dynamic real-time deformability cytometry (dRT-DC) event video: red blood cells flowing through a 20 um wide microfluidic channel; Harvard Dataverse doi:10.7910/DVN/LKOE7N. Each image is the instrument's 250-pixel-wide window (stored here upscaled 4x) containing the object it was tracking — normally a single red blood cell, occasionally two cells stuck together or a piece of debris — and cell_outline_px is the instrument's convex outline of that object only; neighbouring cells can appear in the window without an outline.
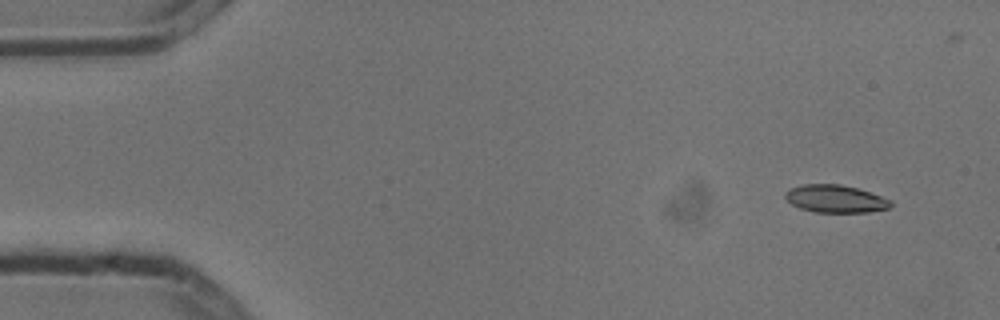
{"species": "common noctule bat (a hibernating species)", "species_latin": "Nyctalus noctula", "temperature_condition": "cold", "stored_images_in_passage": 6, "camera_frame_rate_fps": 3000, "um_per_image_px": 0.085, "animal": {"sex": "male", "body_mass_g": 13.3}, "frame": {"image": 1, "passage_image": 1, "time_ms": 0.0, "image_size_px": [1000, 320], "cell_outline_px": [[892, 204], [888, 208], [868, 212], [816, 212], [800, 208], [792, 204], [784, 196], [784, 192], [788, 188], [804, 184], [840, 184], [856, 188], [892, 200]], "centroid_in_image_um": [70.97, 16.89], "position_along_channel_um": 14.0, "area_um2": 16.88}}
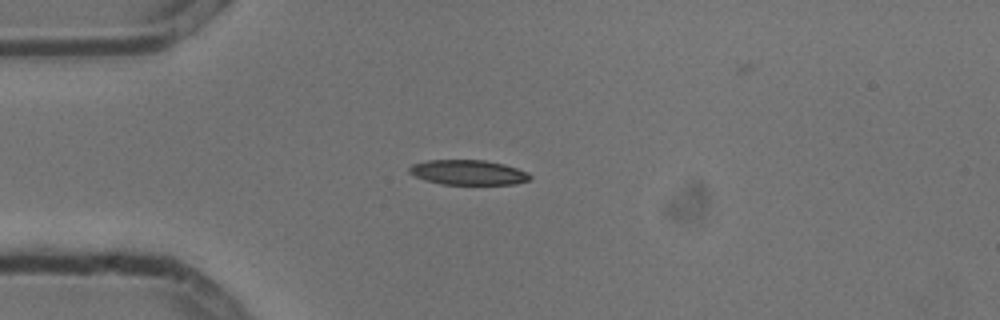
{"frame": {"image": 2, "passage_image": 4, "time_ms": 1.0, "image_size_px": [1000, 320], "cell_outline_px": [[532, 176], [528, 180], [516, 184], [440, 184], [416, 176], [408, 172], [408, 168], [412, 164], [428, 160], [484, 160], [504, 164], [528, 172]], "centroid_in_image_um": [39.8, 14.65], "position_along_channel_um": 45.2, "area_um2": 17.4}}
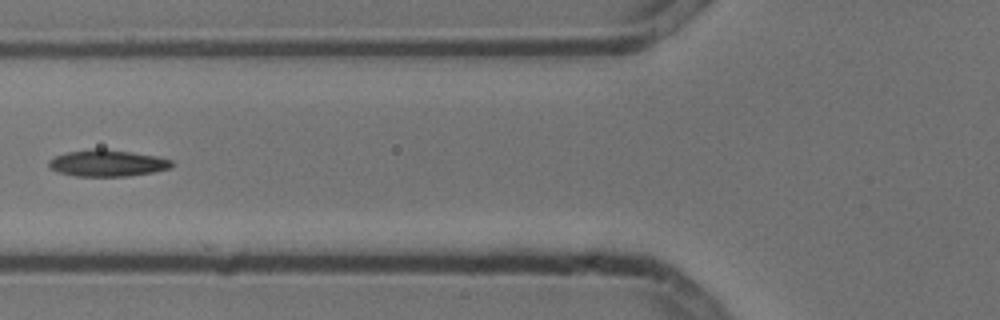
{"frame": {"image": 3, "passage_image": 6, "time_ms": 1.667, "image_size_px": [1000, 320], "cell_outline_px": [[172, 168], [152, 172], [124, 176], [76, 176], [60, 172], [48, 168], [48, 160], [56, 156], [68, 152], [96, 148], [104, 148], [160, 156], [172, 160]], "centroid_in_image_um": [9.14, 13.85], "position_along_channel_um": 116.7, "area_um2": 19.07}}